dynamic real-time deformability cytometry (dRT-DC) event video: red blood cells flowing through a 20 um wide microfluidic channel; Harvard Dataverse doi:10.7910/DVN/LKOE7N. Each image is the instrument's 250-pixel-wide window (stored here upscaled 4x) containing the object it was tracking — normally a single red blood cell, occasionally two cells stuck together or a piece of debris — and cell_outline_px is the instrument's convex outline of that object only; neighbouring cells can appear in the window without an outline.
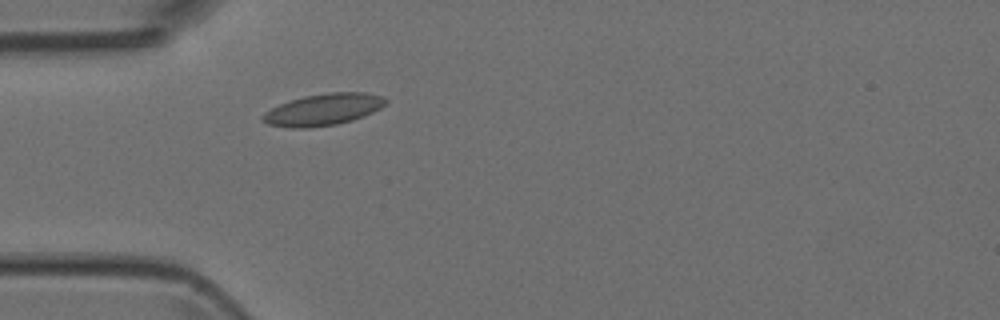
{"species": "Egyptian fruit bat (a non-hibernating species)", "species_latin": "Rousettus aegyptiacus", "temperature_condition": "room temperature", "stored_images_in_passage": 2, "camera_frame_rate_fps": 3000, "um_per_image_px": 0.085, "animal": {"sex": "female"}, "frame": {"image": 1, "passage_image": 2, "time_ms": 1.333, "image_size_px": [1000, 320], "cell_outline_px": [[388, 100], [380, 108], [364, 116], [352, 120], [336, 124], [308, 128], [292, 128], [268, 124], [260, 120], [260, 116], [264, 112], [280, 104], [304, 96], [328, 92], [364, 92], [384, 96]], "centroid_in_image_um": [27.47, 9.31], "position_along_channel_um": 57.5, "area_um2": 22.72}}